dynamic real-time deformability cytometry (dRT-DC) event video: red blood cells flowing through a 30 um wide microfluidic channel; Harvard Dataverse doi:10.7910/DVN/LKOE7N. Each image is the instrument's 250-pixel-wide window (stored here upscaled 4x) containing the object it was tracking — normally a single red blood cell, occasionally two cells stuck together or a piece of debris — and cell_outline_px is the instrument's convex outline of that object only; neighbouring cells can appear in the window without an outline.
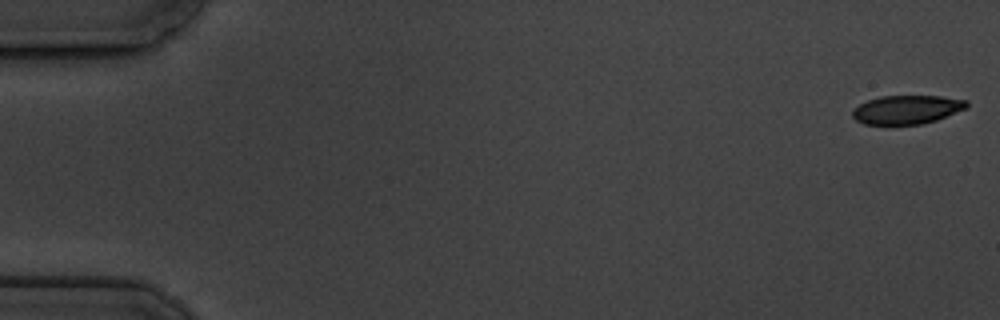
{"species": "common noctule bat (a hibernating species)", "species_latin": "Nyctalus noctula", "temperature_condition": "cold", "stored_images_in_passage": 6, "camera_frame_rate_fps": 3000, "um_per_image_px": 0.085, "animal": {"sex": "male", "body_mass_g": 19.5, "forearm_length_mm": 54.6}, "frame": {"image": 1, "passage_image": 1, "time_ms": 0.0, "image_size_px": [1000, 320], "cell_outline_px": [[968, 108], [936, 120], [920, 124], [888, 128], [864, 124], [856, 120], [852, 116], [852, 112], [860, 104], [868, 100], [880, 96], [940, 96], [968, 100]], "centroid_in_image_um": [77.06, 9.36], "position_along_channel_um": 7.9, "area_um2": 19.83}}
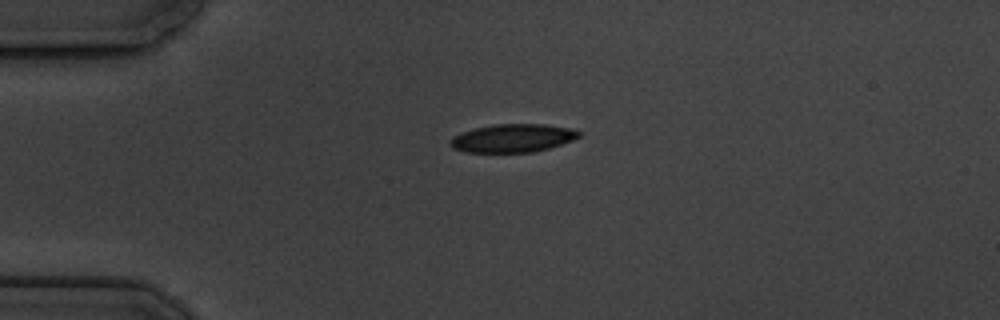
{"frame": {"image": 2, "passage_image": 5, "time_ms": 4.333, "image_size_px": [1000, 320], "cell_outline_px": [[580, 136], [572, 140], [548, 148], [532, 152], [464, 152], [452, 148], [448, 144], [452, 136], [460, 132], [476, 128], [496, 124], [544, 124], [572, 128], [580, 132]], "centroid_in_image_um": [43.53, 11.74], "position_along_channel_um": 41.5, "area_um2": 21.15}}